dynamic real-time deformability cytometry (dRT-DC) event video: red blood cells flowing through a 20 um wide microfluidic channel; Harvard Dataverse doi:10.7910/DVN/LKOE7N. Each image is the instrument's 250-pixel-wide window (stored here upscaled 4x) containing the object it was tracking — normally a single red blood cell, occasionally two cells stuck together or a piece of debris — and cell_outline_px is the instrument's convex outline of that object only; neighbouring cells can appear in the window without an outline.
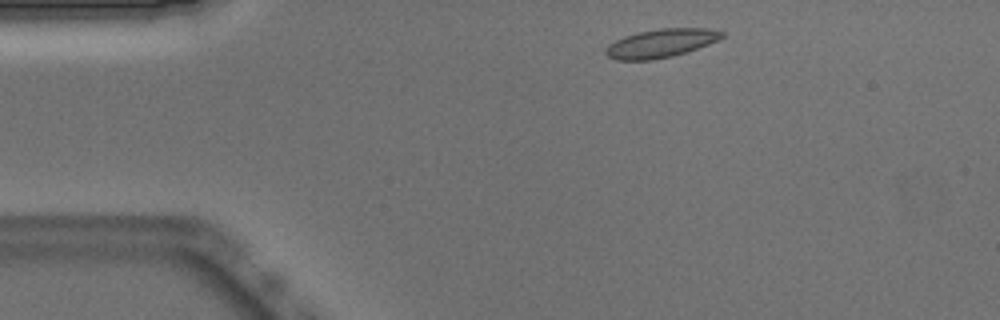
{"species": "Egyptian fruit bat (a non-hibernating species)", "species_latin": "Rousettus aegyptiacus", "temperature_condition": "warm", "stored_images_in_passage": 43, "camera_frame_rate_fps": 3000, "um_per_image_px": 0.085, "animal": {"sex": "male"}, "frame": {"image": 1, "passage_image": 1, "time_ms": 0.0, "image_size_px": [1000, 320], "cell_outline_px": [[724, 36], [720, 40], [672, 56], [652, 60], [616, 60], [608, 56], [604, 52], [608, 44], [624, 36], [636, 32], [660, 28], [708, 28], [724, 32]], "centroid_in_image_um": [56.16, 3.66], "position_along_channel_um": 28.8, "area_um2": 19.31}}
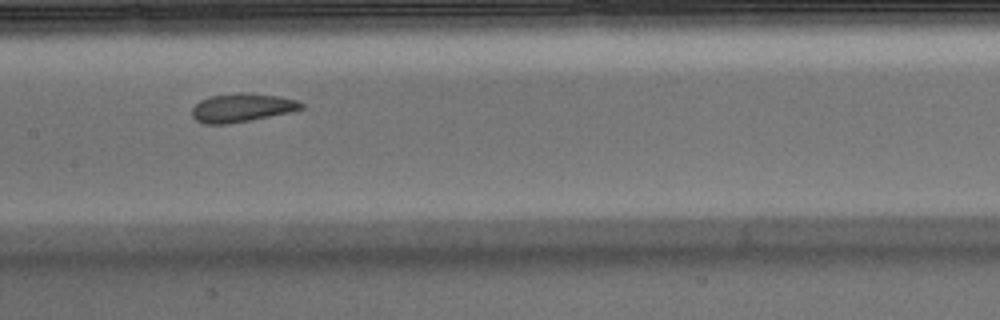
{"frame": {"image": 2, "passage_image": 17, "time_ms": 5.333, "image_size_px": [1000, 320], "cell_outline_px": [[304, 108], [292, 112], [228, 124], [204, 124], [196, 120], [192, 116], [192, 108], [200, 100], [212, 96], [236, 92], [244, 92], [280, 96], [296, 100], [304, 104]], "centroid_in_image_um": [20.57, 9.15], "position_along_channel_um": 186.8, "area_um2": 18.26}}
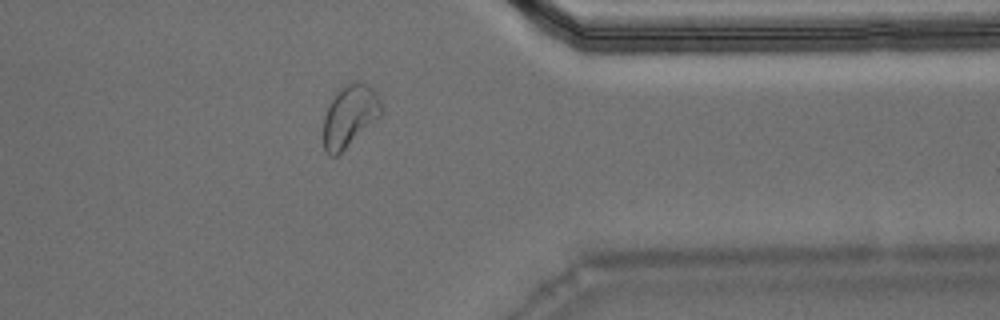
{"frame": {"image": 3, "passage_image": 33, "time_ms": 10.667, "image_size_px": [1000, 320], "cell_outline_px": [[384, 112], [380, 116], [336, 156], [328, 156], [324, 148], [324, 116], [332, 100], [340, 88], [356, 80], [360, 80], [368, 84], [376, 92], [384, 108]], "centroid_in_image_um": [29.75, 9.82], "position_along_channel_um": 381.6, "area_um2": 20.63}, "authors_computed_cell_mechanics": {"area_um2": 18.6116, "velocity_mm_per_s": 3.8819, "shape_relaxation_time_tau1_ms": 6.8603, "shape_relaxation_time_tau2_ms": 1.5908, "deformation_change_tau1": 0.1295, "deformation_change_tau2": 0.0426}}